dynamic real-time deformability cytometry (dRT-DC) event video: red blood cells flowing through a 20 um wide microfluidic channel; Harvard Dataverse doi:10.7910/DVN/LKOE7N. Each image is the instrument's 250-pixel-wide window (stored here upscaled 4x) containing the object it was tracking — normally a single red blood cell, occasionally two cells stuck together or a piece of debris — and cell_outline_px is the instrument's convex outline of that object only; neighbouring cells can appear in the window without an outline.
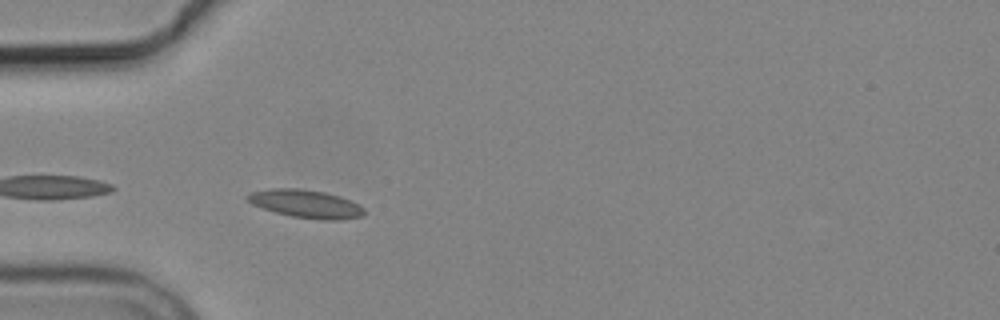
{"species": "common noctule bat (a hibernating species)", "species_latin": "Nyctalus noctula", "temperature_condition": "cold", "stored_images_in_passage": 3, "camera_frame_rate_fps": 3000, "um_per_image_px": 0.085, "animal": {"sex": "male", "body_mass_g": 19.2, "forearm_length_mm": 51.8}, "frame": {"image": 1, "passage_image": 3, "time_ms": 2.333, "image_size_px": [1000, 320], "cell_outline_px": [[364, 216], [340, 220], [320, 220], [292, 216], [276, 212], [252, 204], [244, 196], [248, 192], [272, 188], [296, 188], [324, 192], [340, 196], [364, 208]], "centroid_in_image_um": [25.98, 17.32], "position_along_channel_um": 59.0, "area_um2": 19.02}}